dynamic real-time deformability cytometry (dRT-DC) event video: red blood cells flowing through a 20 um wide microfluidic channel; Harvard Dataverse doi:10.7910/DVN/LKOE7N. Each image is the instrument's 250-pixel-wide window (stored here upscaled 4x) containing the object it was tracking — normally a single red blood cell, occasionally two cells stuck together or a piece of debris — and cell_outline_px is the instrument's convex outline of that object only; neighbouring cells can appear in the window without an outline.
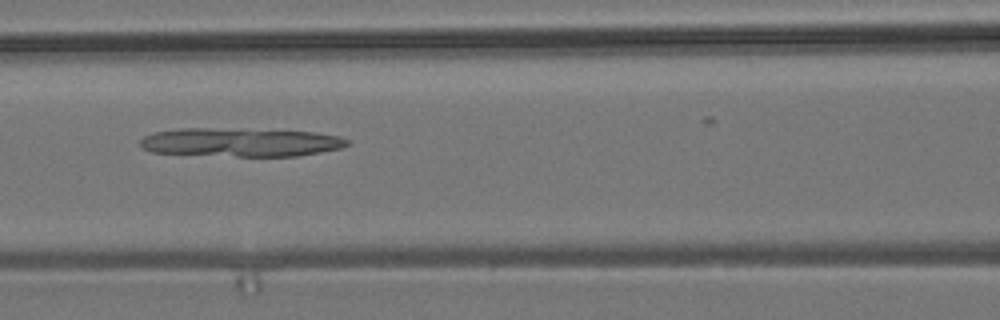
{"species": "common noctule bat (a hibernating species)", "species_latin": "Nyctalus noctula", "temperature_condition": "room temperature", "stored_images_in_passage": 33, "camera_frame_rate_fps": 3000, "um_per_image_px": 0.085, "animal": {"sex": "male", "body_mass_g": 19.2, "forearm_length_mm": 51.8}, "frame": {"image": 1, "passage_image": 13, "time_ms": 4.0, "image_size_px": [1000, 320], "cell_outline_px": [[348, 144], [340, 148], [300, 156], [236, 156], [152, 152], [144, 148], [140, 144], [140, 140], [144, 136], [156, 132], [180, 128], [208, 128], [312, 132], [340, 136], [348, 140]], "centroid_in_image_um": [20.45, 12.1], "position_along_channel_um": 146.1, "area_um2": 34.04}}
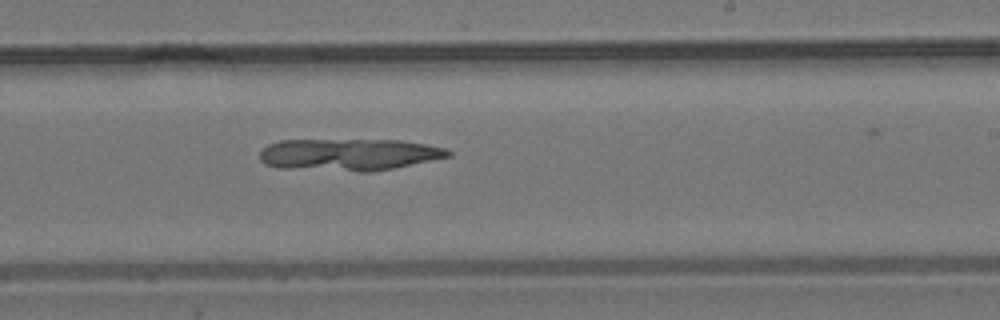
{"frame": {"image": 2, "passage_image": 22, "time_ms": 7.0, "image_size_px": [1000, 320], "cell_outline_px": [[452, 156], [372, 172], [360, 172], [276, 168], [264, 164], [260, 160], [260, 152], [268, 144], [280, 140], [400, 140], [448, 148], [452, 152]], "centroid_in_image_um": [29.64, 13.15], "position_along_channel_um": 259.4, "area_um2": 35.43}}
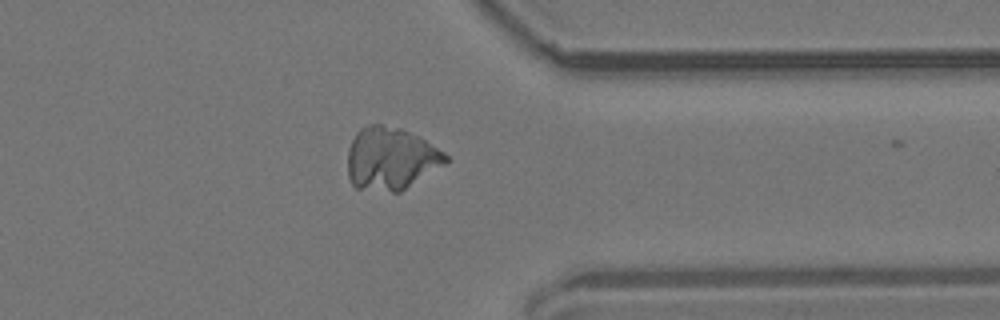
{"frame": {"image": 3, "passage_image": 32, "time_ms": 10.333, "image_size_px": [1000, 320], "cell_outline_px": [[452, 160], [448, 164], [400, 192], [392, 192], [356, 188], [352, 184], [348, 176], [348, 148], [356, 132], [360, 128], [368, 124], [380, 124], [400, 128], [424, 140], [444, 152]], "centroid_in_image_um": [33.24, 13.5], "position_along_channel_um": 378.2, "area_um2": 36.07}}